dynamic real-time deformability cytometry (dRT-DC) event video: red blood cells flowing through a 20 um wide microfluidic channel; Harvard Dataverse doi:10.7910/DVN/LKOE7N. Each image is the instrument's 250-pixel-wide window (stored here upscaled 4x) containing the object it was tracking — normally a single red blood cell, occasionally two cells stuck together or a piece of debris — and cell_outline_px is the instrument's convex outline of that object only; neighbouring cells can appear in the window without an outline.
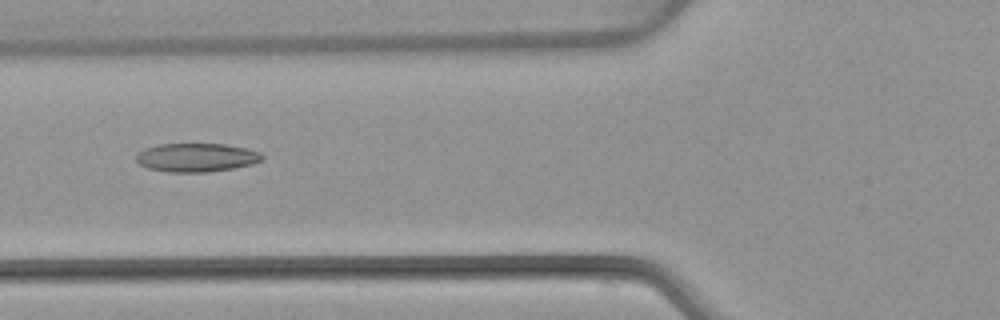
{"species": "common noctule bat (a hibernating species)", "species_latin": "Nyctalus noctula", "temperature_condition": "warm", "stored_images_in_passage": 5, "camera_frame_rate_fps": 3000, "um_per_image_px": 0.085, "animal": {"sex": "female", "body_mass_g": 22.7, "forearm_length_mm": 54.2}, "frame": {"image": 1, "passage_image": 5, "time_ms": 6.0, "image_size_px": [1000, 320], "cell_outline_px": [[264, 160], [252, 164], [232, 168], [208, 172], [168, 172], [148, 168], [140, 164], [136, 160], [136, 156], [144, 148], [160, 144], [224, 144], [248, 148], [260, 152], [264, 156]], "centroid_in_image_um": [16.73, 13.38], "position_along_channel_um": 109.1, "area_um2": 21.04}}